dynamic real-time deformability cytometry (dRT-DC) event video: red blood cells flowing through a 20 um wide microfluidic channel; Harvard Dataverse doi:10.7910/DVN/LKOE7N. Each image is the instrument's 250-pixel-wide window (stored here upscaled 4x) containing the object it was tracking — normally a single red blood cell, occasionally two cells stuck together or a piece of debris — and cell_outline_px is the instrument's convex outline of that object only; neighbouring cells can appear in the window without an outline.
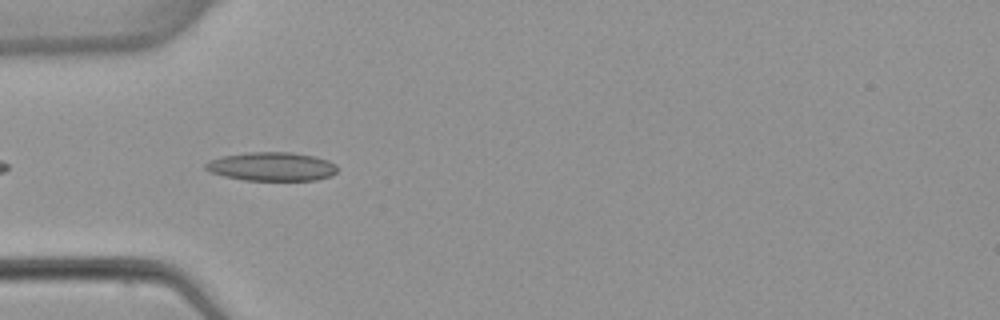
{"species": "common noctule bat (a hibernating species)", "species_latin": "Nyctalus noctula", "temperature_condition": "warm", "stored_images_in_passage": 6, "camera_frame_rate_fps": 3000, "um_per_image_px": 0.085, "animal": {"sex": "female", "body_mass_g": 22.7, "forearm_length_mm": 54.2}, "frame": {"image": 1, "passage_image": 5, "time_ms": 4.667, "image_size_px": [1000, 320], "cell_outline_px": [[336, 172], [332, 176], [316, 180], [244, 180], [224, 176], [212, 172], [204, 168], [204, 164], [208, 160], [224, 156], [248, 152], [292, 152], [312, 156], [328, 160], [336, 164]], "centroid_in_image_um": [23.1, 14.15], "position_along_channel_um": 61.9, "area_um2": 22.02}}
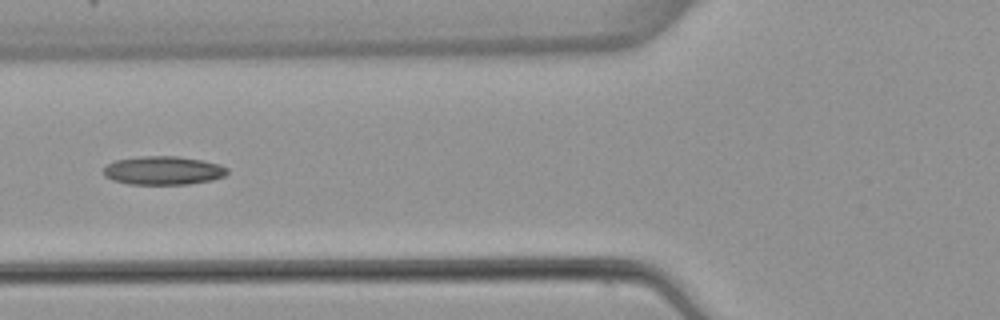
{"frame": {"image": 2, "passage_image": 6, "time_ms": 6.0, "image_size_px": [1000, 320], "cell_outline_px": [[228, 172], [224, 176], [212, 180], [188, 184], [128, 184], [112, 180], [104, 176], [104, 168], [108, 164], [116, 160], [140, 156], [176, 156], [200, 160], [220, 164], [228, 168]], "centroid_in_image_um": [13.87, 14.49], "position_along_channel_um": 111.9, "area_um2": 20.58}}